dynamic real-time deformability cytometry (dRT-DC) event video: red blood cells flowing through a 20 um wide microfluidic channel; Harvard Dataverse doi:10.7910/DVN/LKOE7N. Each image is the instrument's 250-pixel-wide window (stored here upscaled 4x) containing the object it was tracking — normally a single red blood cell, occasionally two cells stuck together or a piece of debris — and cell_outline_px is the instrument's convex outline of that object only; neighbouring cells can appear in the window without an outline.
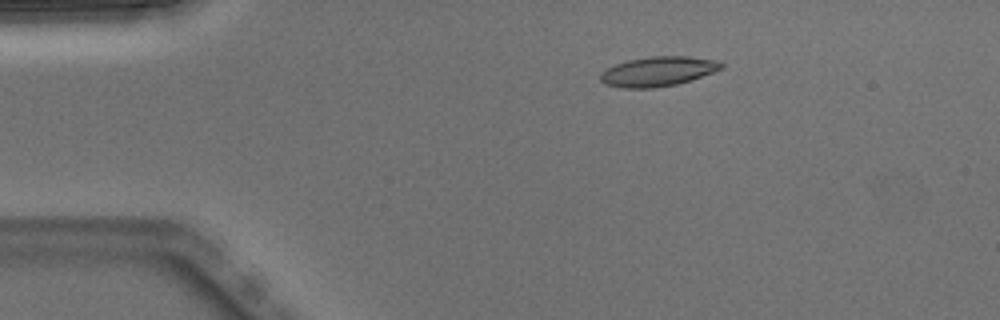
{"species": "Egyptian fruit bat (a non-hibernating species)", "species_latin": "Rousettus aegyptiacus", "temperature_condition": "warm", "stored_images_in_passage": 4, "camera_frame_rate_fps": 3000, "um_per_image_px": 0.085, "animal": {"sex": "male"}, "frame": {"image": 1, "passage_image": 1, "time_ms": 0.0, "image_size_px": [1000, 320], "cell_outline_px": [[724, 68], [676, 84], [652, 88], [624, 88], [604, 84], [600, 80], [600, 72], [616, 64], [628, 60], [648, 56], [688, 56], [716, 60], [724, 64]], "centroid_in_image_um": [55.9, 6.06], "position_along_channel_um": 29.1, "area_um2": 20.75}}
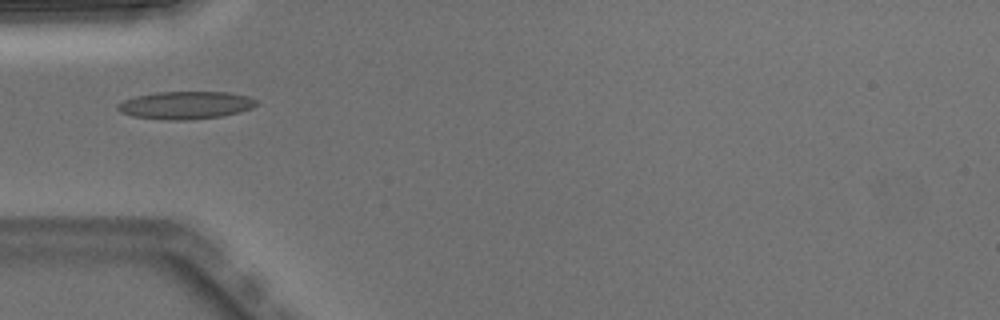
{"frame": {"image": 2, "passage_image": 3, "time_ms": 0.667, "image_size_px": [1000, 320], "cell_outline_px": [[260, 104], [252, 108], [240, 112], [220, 116], [188, 120], [164, 120], [132, 116], [120, 112], [116, 108], [116, 104], [124, 100], [136, 96], [156, 92], [228, 92], [248, 96], [256, 100]], "centroid_in_image_um": [15.78, 8.94], "position_along_channel_um": 69.2, "area_um2": 22.54}}